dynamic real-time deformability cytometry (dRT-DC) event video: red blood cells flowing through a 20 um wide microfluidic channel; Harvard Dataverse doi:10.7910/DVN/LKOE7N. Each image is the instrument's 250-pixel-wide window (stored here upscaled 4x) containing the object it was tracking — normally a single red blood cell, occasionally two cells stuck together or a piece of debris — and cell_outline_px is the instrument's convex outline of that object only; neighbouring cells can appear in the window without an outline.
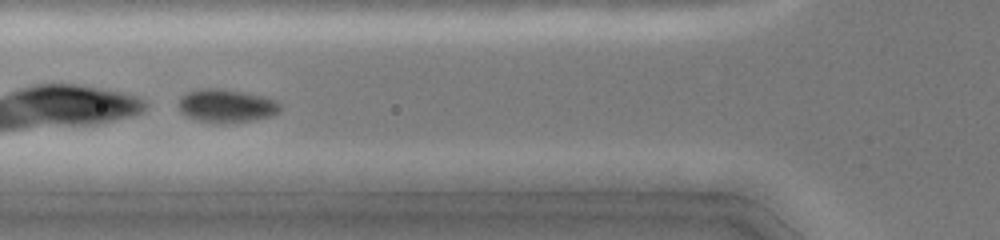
{"species": "common noctule bat (a hibernating species)", "species_latin": "Nyctalus noctula", "temperature_condition": "cold", "stored_images_in_passage": 11, "camera_frame_rate_fps": 3000, "um_per_image_px": 0.085, "animal": {"sex": "female", "body_mass_g": 19.0, "forearm_length_mm": 51.5}, "frame": {"image": 1, "passage_image": 4, "time_ms": 1.0, "image_size_px": [1000, 240], "cell_outline_px": [[280, 112], [268, 116], [252, 120], [224, 124], [196, 120], [180, 112], [176, 104], [180, 96], [196, 88], [224, 88], [264, 96], [276, 100], [280, 104]], "centroid_in_image_um": [19.19, 8.98], "position_along_channel_um": 106.6, "area_um2": 20.06}}
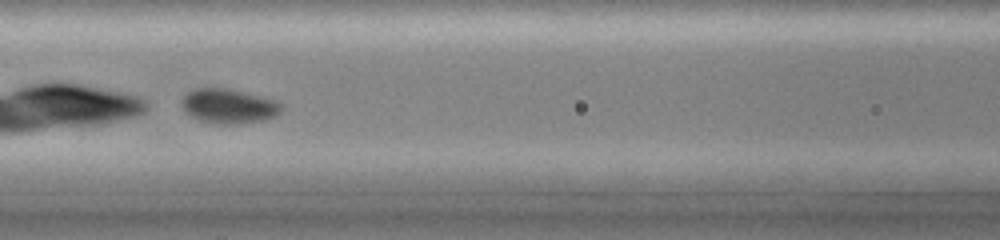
{"frame": {"image": 2, "passage_image": 7, "time_ms": 2.0, "image_size_px": [1000, 240], "cell_outline_px": [[284, 108], [276, 116], [260, 120], [240, 124], [216, 124], [200, 120], [192, 116], [180, 104], [180, 100], [192, 88], [228, 88], [276, 100]], "centroid_in_image_um": [19.43, 9.01], "position_along_channel_um": 147.2, "area_um2": 20.06}}
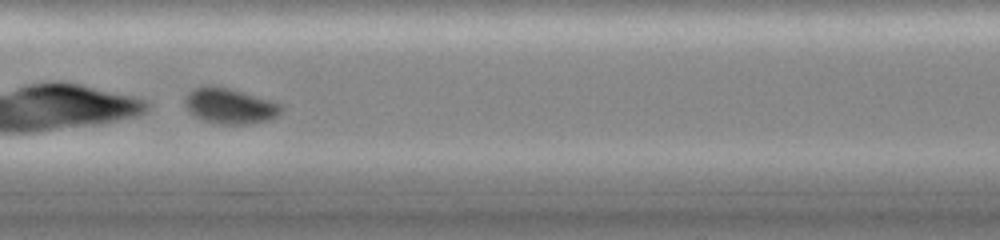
{"frame": {"image": 3, "passage_image": 10, "time_ms": 3.0, "image_size_px": [1000, 240], "cell_outline_px": [[284, 108], [276, 116], [268, 120], [248, 124], [220, 124], [204, 120], [188, 112], [184, 104], [184, 96], [192, 88], [204, 84], [208, 84], [228, 88], [272, 100], [284, 104]], "centroid_in_image_um": [19.51, 8.98], "position_along_channel_um": 187.9, "area_um2": 20.29}}